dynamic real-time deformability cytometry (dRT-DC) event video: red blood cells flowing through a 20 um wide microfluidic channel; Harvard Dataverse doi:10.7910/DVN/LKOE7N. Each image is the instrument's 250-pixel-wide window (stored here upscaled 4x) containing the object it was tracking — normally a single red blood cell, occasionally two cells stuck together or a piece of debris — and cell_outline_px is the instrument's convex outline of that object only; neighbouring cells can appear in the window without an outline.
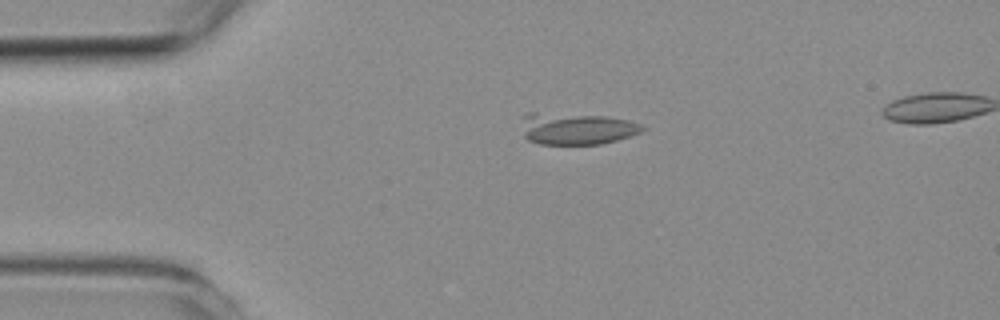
{"species": "common noctule bat (a hibernating species)", "species_latin": "Nyctalus noctula", "temperature_condition": "room temperature", "stored_images_in_passage": 3, "segment_of_instrument_passage": [1, 2], "camera_frame_rate_fps": 3000, "um_per_image_px": 0.085, "animal": {"sex": "female", "body_mass_g": 19.3, "forearm_length_mm": 54.1}, "frame": {"image": 1, "passage_image": 1, "time_ms": 0.0, "image_size_px": [1000, 320], "cell_outline_px": [[644, 128], [640, 132], [616, 140], [600, 144], [540, 144], [528, 140], [524, 136], [520, 116], [528, 112], [536, 112], [604, 116], [628, 120], [640, 124]], "centroid_in_image_um": [48.91, 10.92], "position_along_channel_um": 36.1, "area_um2": 22.37}}